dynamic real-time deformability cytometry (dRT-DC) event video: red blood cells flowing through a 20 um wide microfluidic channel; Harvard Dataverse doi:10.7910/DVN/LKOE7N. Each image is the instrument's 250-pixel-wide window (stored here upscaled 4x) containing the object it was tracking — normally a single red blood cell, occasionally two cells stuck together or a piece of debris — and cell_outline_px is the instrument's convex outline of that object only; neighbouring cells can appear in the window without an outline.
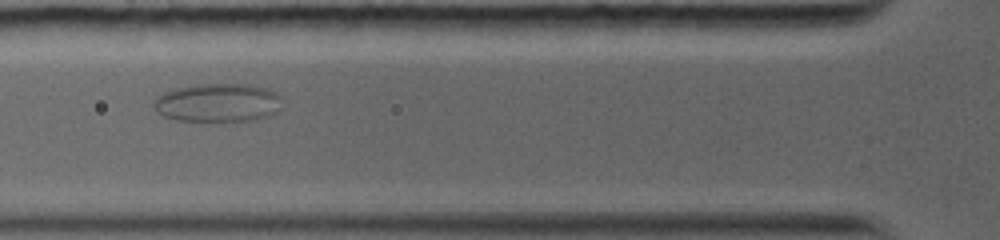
{"species": "common noctule bat (a hibernating species)", "species_latin": "Nyctalus noctula", "temperature_condition": "warm", "stored_images_in_passage": 24, "camera_frame_rate_fps": 5000, "um_per_image_px": 0.085, "animal": {"sex": "female", "body_mass_g": 19.0, "forearm_length_mm": 56.7}, "frame": {"image": 1, "passage_image": 4, "time_ms": 1.2, "image_size_px": [1000, 240], "cell_outline_px": [[280, 96], [276, 112], [272, 116], [256, 120], [224, 124], [176, 120], [164, 116], [156, 112], [152, 104], [152, 100], [156, 96], [164, 92], [176, 88], [196, 84], [248, 84], [264, 88]], "centroid_in_image_um": [18.45, 8.79], "position_along_channel_um": 107.4, "area_um2": 29.77}}
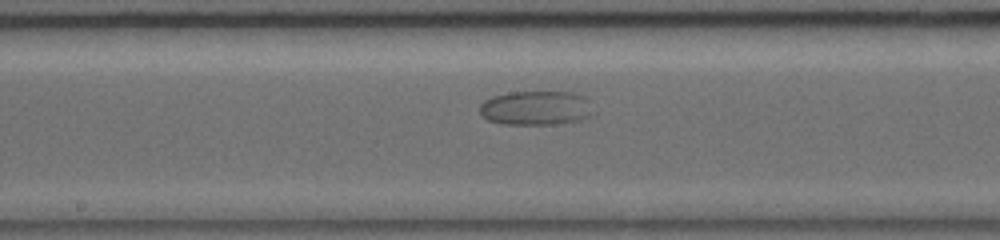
{"frame": {"image": 2, "passage_image": 10, "time_ms": 3.8, "image_size_px": [1000, 240], "cell_outline_px": [[596, 112], [592, 116], [580, 120], [552, 124], [500, 124], [488, 120], [480, 116], [480, 104], [484, 100], [492, 96], [508, 92], [572, 92], [584, 96], [588, 100]], "centroid_in_image_um": [45.57, 9.18], "position_along_channel_um": 202.6, "area_um2": 23.06}}
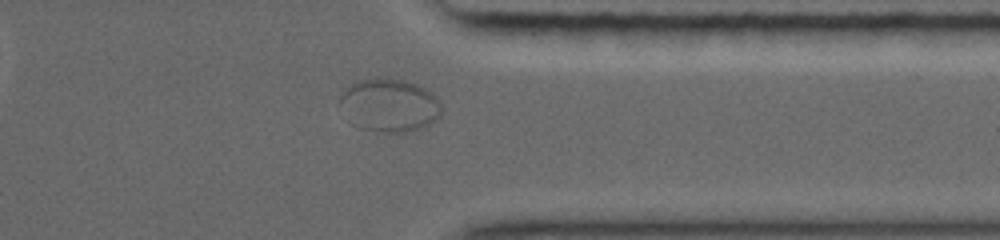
{"frame": {"image": 3, "passage_image": 21, "time_ms": 8.6, "image_size_px": [1000, 240], "cell_outline_px": [[440, 116], [436, 120], [428, 124], [404, 132], [384, 132], [360, 128], [352, 124], [340, 100], [340, 96], [352, 84], [360, 80], [404, 80], [428, 88], [436, 96], [440, 104]], "centroid_in_image_um": [33.15, 8.96], "position_along_channel_um": 378.3, "area_um2": 30.52}}